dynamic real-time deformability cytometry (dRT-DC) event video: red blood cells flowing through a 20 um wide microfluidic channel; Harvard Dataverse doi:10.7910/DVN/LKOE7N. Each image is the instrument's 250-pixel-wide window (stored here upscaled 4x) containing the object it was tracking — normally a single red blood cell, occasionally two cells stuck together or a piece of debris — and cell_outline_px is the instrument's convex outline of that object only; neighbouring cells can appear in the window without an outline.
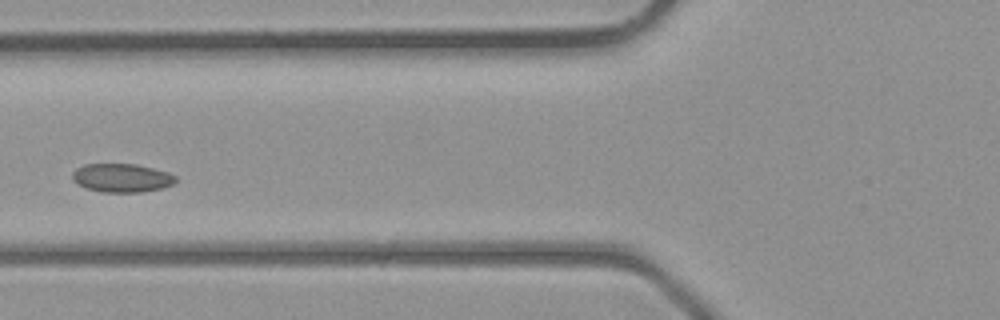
{"species": "common noctule bat (a hibernating species)", "species_latin": "Nyctalus noctula", "temperature_condition": "room temperature", "stored_images_in_passage": 4, "camera_frame_rate_fps": 3000, "um_per_image_px": 0.085, "animal": {"sex": "male", "body_mass_g": 23.1, "forearm_length_mm": 52.7}, "frame": {"image": 1, "passage_image": 4, "time_ms": 4.333, "image_size_px": [1000, 320], "cell_outline_px": [[176, 180], [172, 184], [164, 188], [140, 192], [100, 192], [76, 184], [72, 180], [72, 172], [76, 168], [84, 164], [136, 164], [168, 172], [176, 176]], "centroid_in_image_um": [10.33, 15.12], "position_along_channel_um": 115.5, "area_um2": 17.28}}